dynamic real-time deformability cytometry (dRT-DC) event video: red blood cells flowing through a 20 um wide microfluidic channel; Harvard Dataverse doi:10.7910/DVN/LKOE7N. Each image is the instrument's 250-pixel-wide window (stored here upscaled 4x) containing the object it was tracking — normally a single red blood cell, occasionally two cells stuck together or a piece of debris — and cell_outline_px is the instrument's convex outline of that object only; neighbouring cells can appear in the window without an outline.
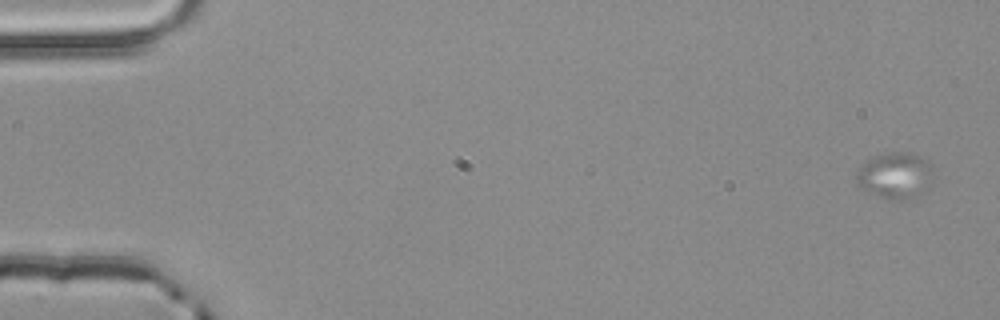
{"species": "common noctule bat (a hibernating species)", "species_latin": "Nyctalus noctula", "temperature_condition": "room temperature", "stored_images_in_passage": 4, "camera_frame_rate_fps": 3000, "um_per_image_px": 0.085, "animal": {"sex": "male", "body_mass_g": 20.4}, "frame": {"image": 1, "passage_image": 1, "time_ms": 0.0, "image_size_px": [1000, 320], "cell_outline_px": [[932, 168], [924, 192], [920, 196], [900, 200], [888, 200], [864, 188], [856, 180], [856, 172], [868, 160], [876, 156], [892, 152], [912, 152], [928, 160], [932, 164]], "centroid_in_image_um": [76.12, 14.91], "position_along_channel_um": 8.9, "area_um2": 20.23}}
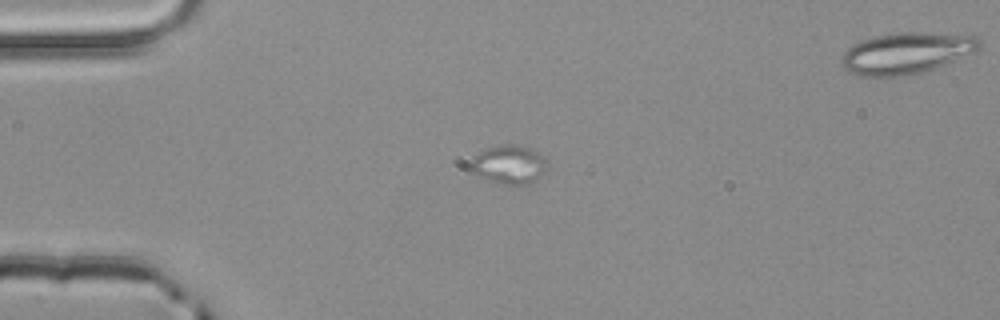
{"frame": {"image": 2, "passage_image": 3, "time_ms": 0.667, "image_size_px": [1000, 320], "cell_outline_px": [[548, 160], [544, 172], [528, 184], [500, 184], [476, 176], [468, 168], [472, 160], [480, 152], [488, 148], [500, 144], [520, 144], [532, 148], [544, 156]], "centroid_in_image_um": [43.26, 13.97], "position_along_channel_um": 41.7, "area_um2": 17.46}}
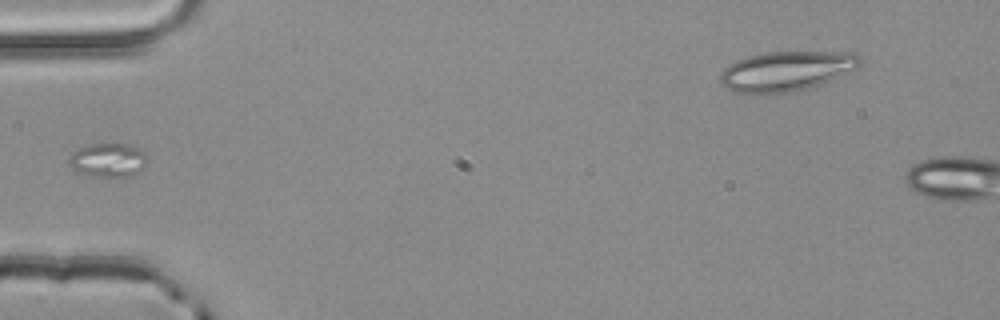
{"frame": {"image": 3, "passage_image": 4, "time_ms": 1.0, "image_size_px": [1000, 320], "cell_outline_px": [[144, 164], [140, 172], [128, 176], [100, 176], [80, 172], [72, 168], [68, 164], [68, 160], [72, 152], [80, 148], [92, 144], [124, 144], [140, 148], [144, 152]], "centroid_in_image_um": [9.16, 13.59], "position_along_channel_um": 75.8, "area_um2": 14.97}}